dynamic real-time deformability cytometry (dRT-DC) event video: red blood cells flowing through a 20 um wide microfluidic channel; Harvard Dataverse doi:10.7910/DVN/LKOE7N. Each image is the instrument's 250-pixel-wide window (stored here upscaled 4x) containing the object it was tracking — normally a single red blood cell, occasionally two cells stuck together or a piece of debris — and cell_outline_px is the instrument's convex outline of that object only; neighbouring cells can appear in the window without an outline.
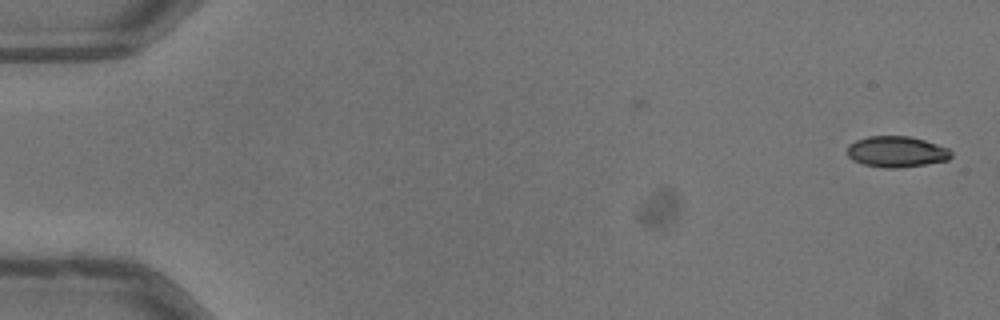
{"species": "common noctule bat (a hibernating species)", "species_latin": "Nyctalus noctula", "temperature_condition": "warm", "stored_images_in_passage": 47, "camera_frame_rate_fps": 3000, "um_per_image_px": 0.085, "animal": {"sex": "male", "body_mass_g": 13.3}, "frame": {"image": 1, "passage_image": 1, "time_ms": 0.0, "image_size_px": [1000, 320], "cell_outline_px": [[952, 156], [948, 160], [924, 164], [896, 168], [884, 168], [864, 164], [852, 160], [848, 156], [848, 144], [856, 140], [868, 136], [908, 136], [924, 140], [948, 148], [952, 152]], "centroid_in_image_um": [76.19, 12.89], "position_along_channel_um": 8.8, "area_um2": 18.67}}
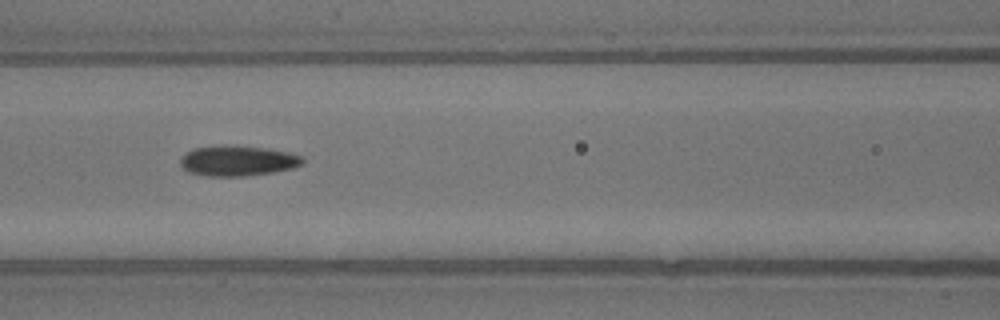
{"frame": {"image": 2, "passage_image": 23, "time_ms": 7.333, "image_size_px": [1000, 320], "cell_outline_px": [[304, 164], [292, 168], [272, 172], [244, 176], [208, 176], [188, 172], [180, 164], [180, 160], [192, 148], [220, 144], [224, 144], [268, 148], [288, 152], [304, 156]], "centroid_in_image_um": [20.23, 13.65], "position_along_channel_um": 146.4, "area_um2": 21.85}}
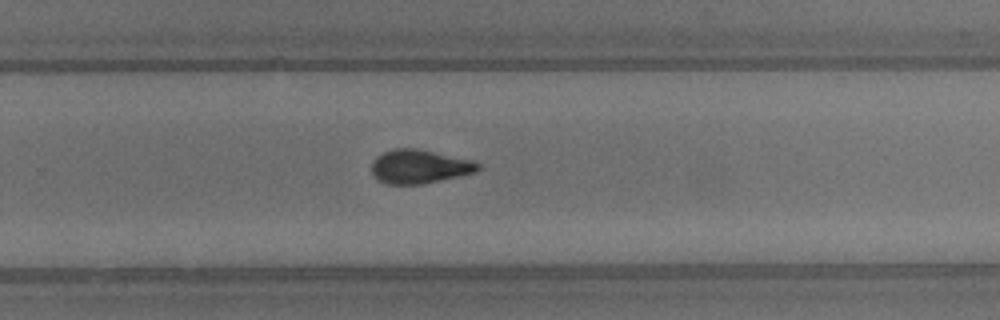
{"frame": {"image": 3, "passage_image": 34, "time_ms": 11.0, "image_size_px": [1000, 320], "cell_outline_px": [[480, 168], [476, 172], [424, 184], [388, 184], [376, 180], [372, 172], [372, 160], [376, 156], [384, 152], [396, 148], [416, 148], [476, 160], [480, 164]], "centroid_in_image_um": [35.67, 14.15], "position_along_channel_um": 294.1, "area_um2": 21.21}, "authors_computed_cell_mechanics": {"area_um2": 20.5768, "velocity_mm_per_s": 4.0498, "shape_relaxation_time_tau1_ms": 7.0931, "shape_relaxation_time_tau2_ms": 1.8946, "deformation_change_tau1": 0.203, "deformation_change_tau2": 0.0815}}